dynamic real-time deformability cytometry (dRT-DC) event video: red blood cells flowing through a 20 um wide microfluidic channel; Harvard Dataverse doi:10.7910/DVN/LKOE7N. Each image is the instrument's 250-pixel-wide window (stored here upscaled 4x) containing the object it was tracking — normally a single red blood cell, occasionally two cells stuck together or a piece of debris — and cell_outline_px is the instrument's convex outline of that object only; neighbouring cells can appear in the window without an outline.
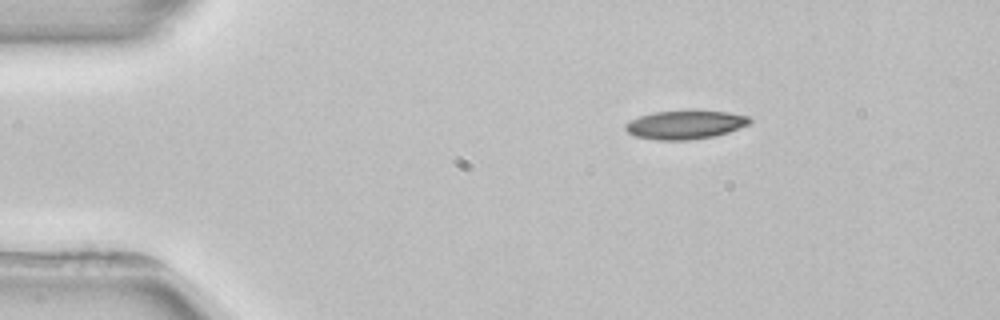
{"species": "common noctule bat (a hibernating species)", "species_latin": "Nyctalus noctula", "temperature_condition": "room temperature", "stored_images_in_passage": 3, "camera_frame_rate_fps": 3000, "um_per_image_px": 0.085, "animal": {"sex": "female", "body_mass_g": 22.7, "forearm_length_mm": 54.2}, "frame": {"image": 1, "passage_image": 1, "time_ms": 0.0, "image_size_px": [1000, 320], "cell_outline_px": [[752, 120], [748, 124], [728, 132], [716, 136], [688, 140], [656, 140], [636, 136], [628, 132], [624, 128], [624, 124], [628, 120], [652, 112], [692, 108], [728, 112], [748, 116]], "centroid_in_image_um": [58.22, 10.56], "position_along_channel_um": 26.8, "area_um2": 21.44}}
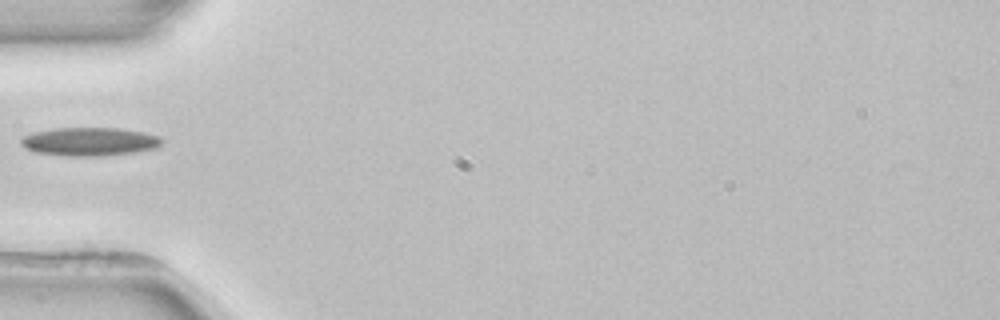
{"frame": {"image": 2, "passage_image": 3, "time_ms": 3.0, "image_size_px": [1000, 320], "cell_outline_px": [[164, 140], [156, 148], [132, 152], [104, 156], [68, 156], [36, 152], [24, 148], [20, 144], [20, 140], [24, 136], [36, 132], [56, 128], [120, 128], [144, 132], [160, 136]], "centroid_in_image_um": [7.63, 12.04], "position_along_channel_um": 77.4, "area_um2": 23.29}}